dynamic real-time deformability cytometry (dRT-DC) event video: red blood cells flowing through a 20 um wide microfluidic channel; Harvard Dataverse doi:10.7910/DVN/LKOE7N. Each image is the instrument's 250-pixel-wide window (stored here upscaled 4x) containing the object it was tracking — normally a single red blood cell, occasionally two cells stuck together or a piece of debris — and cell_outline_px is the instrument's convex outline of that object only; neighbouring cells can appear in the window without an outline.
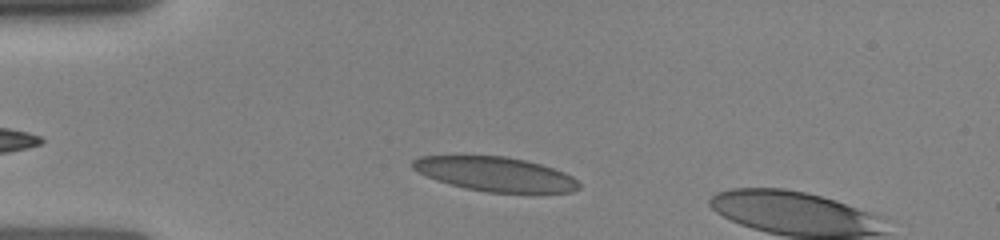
{"species": "human", "species_latin": "Homo sapiens", "temperature_condition": "room temperature", "stored_images_in_passage": 11, "camera_frame_rate_fps": 3000, "um_per_image_px": 0.085, "donor": {"sex": "female"}, "frame": {"image": 1, "passage_image": 6, "time_ms": 1.667, "image_size_px": [1000, 240], "cell_outline_px": [[580, 188], [572, 192], [488, 192], [464, 188], [436, 180], [412, 168], [412, 160], [420, 156], [508, 156], [540, 164], [564, 172], [572, 176], [580, 184]], "centroid_in_image_um": [42.11, 14.79], "position_along_channel_um": 42.9, "area_um2": 32.95}}